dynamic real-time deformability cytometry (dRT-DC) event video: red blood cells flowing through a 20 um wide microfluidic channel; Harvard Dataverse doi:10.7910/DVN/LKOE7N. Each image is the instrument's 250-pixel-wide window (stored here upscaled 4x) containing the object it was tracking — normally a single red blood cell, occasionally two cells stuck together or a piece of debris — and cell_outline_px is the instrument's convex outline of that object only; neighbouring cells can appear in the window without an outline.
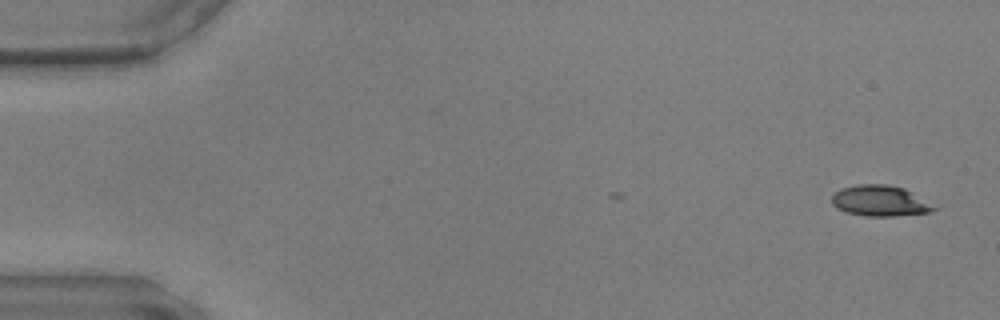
{"species": "common noctule bat (a hibernating species)", "species_latin": "Nyctalus noctula", "temperature_condition": "warm", "stored_images_in_passage": 3, "camera_frame_rate_fps": 3000, "um_per_image_px": 0.085, "animal": {"sex": "male", "body_mass_g": 17.9, "forearm_length_mm": 54.2}, "frame": {"image": 1, "passage_image": 1, "time_ms": 0.0, "image_size_px": [1000, 320], "cell_outline_px": [[940, 208], [932, 212], [896, 216], [868, 216], [848, 212], [836, 208], [832, 204], [832, 196], [840, 188], [860, 184], [888, 184], [904, 188], [912, 192]], "centroid_in_image_um": [74.85, 17.07], "position_along_channel_um": 10.2, "area_um2": 18.44}}